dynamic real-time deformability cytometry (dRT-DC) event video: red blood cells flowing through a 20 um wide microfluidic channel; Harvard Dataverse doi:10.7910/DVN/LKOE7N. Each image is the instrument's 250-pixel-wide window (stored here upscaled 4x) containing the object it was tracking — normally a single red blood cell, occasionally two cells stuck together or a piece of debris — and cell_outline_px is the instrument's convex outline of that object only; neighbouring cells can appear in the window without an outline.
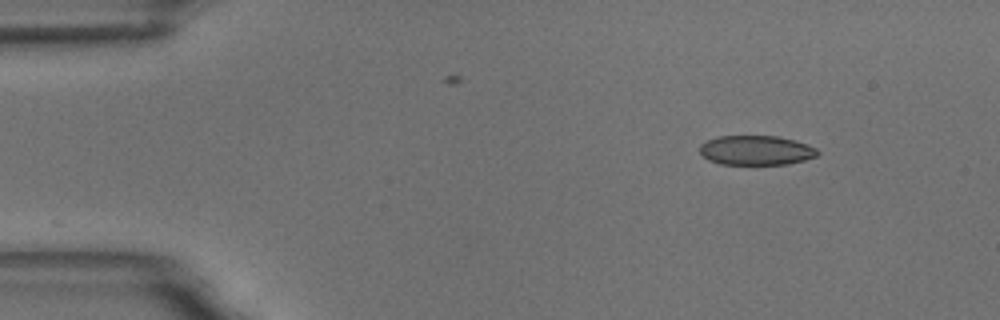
{"species": "common noctule bat (a hibernating species)", "species_latin": "Nyctalus noctula", "temperature_condition": "room temperature", "stored_images_in_passage": 51, "camera_frame_rate_fps": 3000, "um_per_image_px": 0.085, "animal": {"sex": "male", "body_mass_g": 18.8}, "frame": {"image": 1, "passage_image": 1, "time_ms": 0.0, "image_size_px": [1000, 320], "cell_outline_px": [[820, 152], [816, 156], [804, 160], [788, 164], [720, 164], [708, 160], [700, 156], [700, 144], [716, 136], [776, 136], [808, 144], [816, 148]], "centroid_in_image_um": [64.24, 12.78], "position_along_channel_um": 20.8, "area_um2": 20.35}}
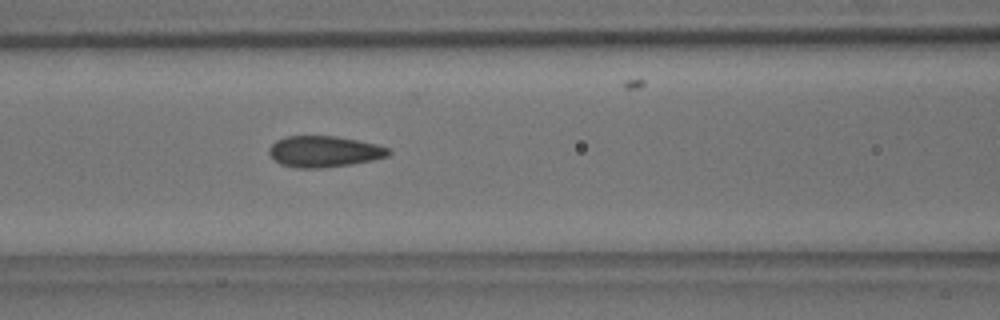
{"frame": {"image": 2, "passage_image": 18, "time_ms": 5.667, "image_size_px": [1000, 320], "cell_outline_px": [[392, 152], [388, 156], [372, 160], [352, 164], [320, 168], [296, 168], [280, 164], [268, 152], [268, 148], [276, 140], [288, 136], [336, 136], [376, 144], [388, 148]], "centroid_in_image_um": [27.54, 12.88], "position_along_channel_um": 139.1, "area_um2": 21.62}}
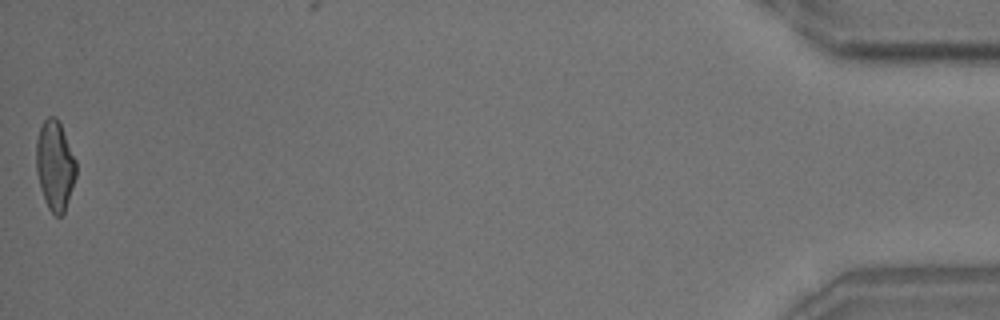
{"frame": {"image": 3, "passage_image": 51, "time_ms": 16.667, "image_size_px": [1000, 320], "cell_outline_px": [[76, 176], [64, 212], [60, 216], [56, 216], [48, 208], [44, 200], [40, 188], [36, 172], [36, 140], [40, 128], [44, 120], [48, 116], [56, 116], [60, 124], [76, 160]], "centroid_in_image_um": [4.65, 14.06], "position_along_channel_um": 430.5, "area_um2": 20.75}, "authors_computed_cell_mechanics": {"area_um2": 21.3282, "velocity_mm_per_s": 3.5308, "shape_relaxation_time_tau1_ms": 9.3484, "shape_relaxation_time_tau2_ms": 1.2064, "deformation_change_tau1": 0.1908, "deformation_change_tau2": 0.0719}}